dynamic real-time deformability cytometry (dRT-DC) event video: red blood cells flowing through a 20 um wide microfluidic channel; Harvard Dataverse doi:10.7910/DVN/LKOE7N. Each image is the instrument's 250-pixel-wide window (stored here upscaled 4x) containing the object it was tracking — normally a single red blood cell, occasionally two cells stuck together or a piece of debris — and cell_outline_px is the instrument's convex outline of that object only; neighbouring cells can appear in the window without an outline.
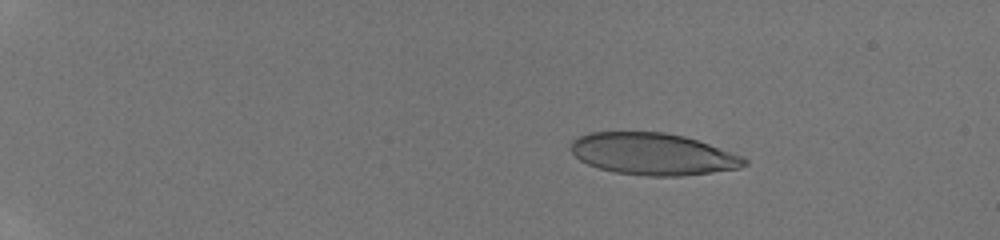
{"species": "human", "species_latin": "Homo sapiens", "temperature_condition": "room temperature", "stored_images_in_passage": 8, "camera_frame_rate_fps": 3000, "um_per_image_px": 0.085, "donor": {"sex": "male"}, "frame": {"image": 1, "passage_image": 3, "time_ms": 1.667, "image_size_px": [1000, 240], "cell_outline_px": [[748, 164], [740, 168], [684, 176], [648, 176], [616, 172], [600, 168], [588, 164], [580, 160], [568, 148], [572, 140], [588, 132], [664, 132], [684, 136], [708, 144], [740, 156], [748, 160]], "centroid_in_image_um": [55.47, 13.09], "position_along_channel_um": 29.5, "area_um2": 42.14}}
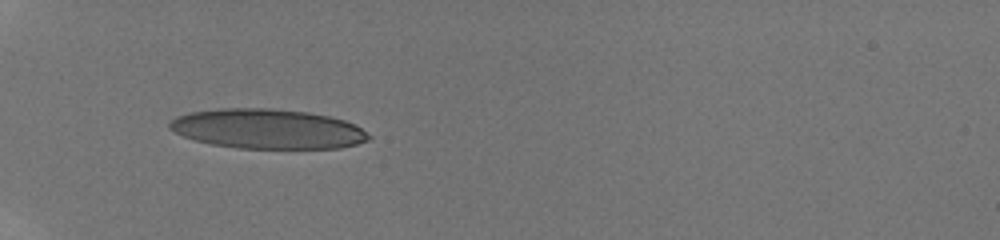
{"frame": {"image": 2, "passage_image": 7, "time_ms": 5.0, "image_size_px": [1000, 240], "cell_outline_px": [[372, 136], [368, 140], [356, 144], [340, 148], [240, 148], [212, 144], [196, 140], [184, 136], [168, 128], [168, 124], [176, 116], [188, 112], [220, 108], [272, 108], [308, 112], [328, 116], [344, 120], [360, 128]], "centroid_in_image_um": [22.72, 10.95], "position_along_channel_um": 62.3, "area_um2": 45.95}}